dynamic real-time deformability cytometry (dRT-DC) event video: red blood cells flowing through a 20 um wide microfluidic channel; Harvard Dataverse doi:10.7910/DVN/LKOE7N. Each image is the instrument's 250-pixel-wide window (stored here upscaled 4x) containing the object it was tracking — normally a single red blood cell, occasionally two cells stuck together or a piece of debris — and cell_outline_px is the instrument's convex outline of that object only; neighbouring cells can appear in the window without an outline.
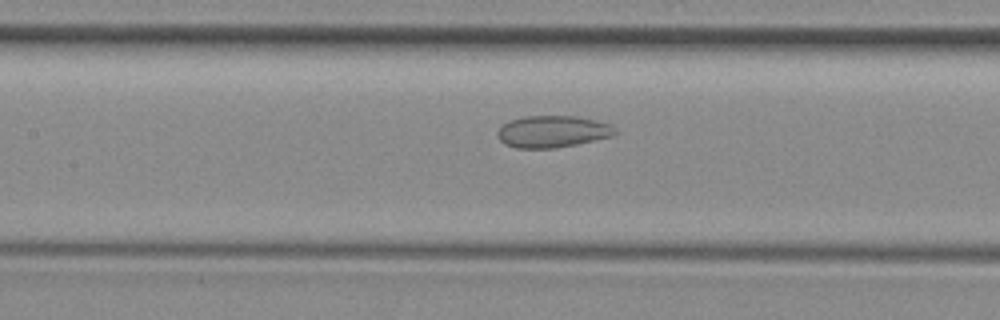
{"species": "common noctule bat (a hibernating species)", "species_latin": "Nyctalus noctula", "temperature_condition": "room temperature", "stored_images_in_passage": 32, "camera_frame_rate_fps": 3000, "um_per_image_px": 0.085, "animal": {"sex": "female", "body_mass_g": 29.2, "forearm_length_mm": 56.3}, "frame": {"image": 1, "passage_image": 10, "time_ms": 3.0, "image_size_px": [1000, 320], "cell_outline_px": [[616, 132], [612, 136], [576, 144], [552, 148], [516, 148], [504, 144], [496, 136], [496, 132], [504, 124], [512, 120], [524, 116], [576, 116], [596, 120], [612, 124], [616, 128]], "centroid_in_image_um": [46.96, 11.18], "position_along_channel_um": 160.4, "area_um2": 21.79}}
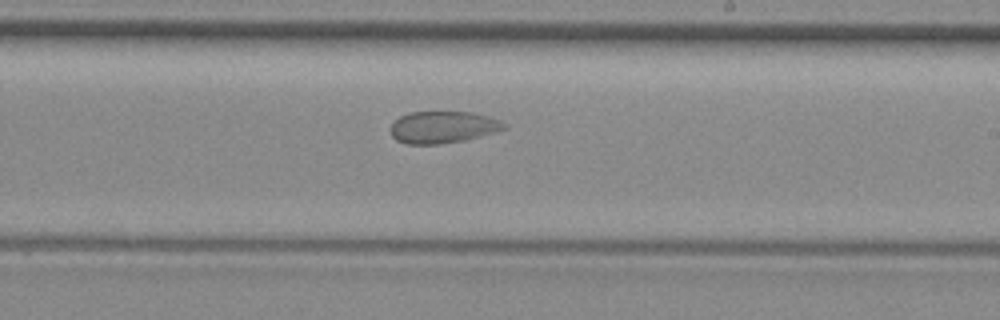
{"frame": {"image": 2, "passage_image": 17, "time_ms": 5.333, "image_size_px": [1000, 320], "cell_outline_px": [[504, 128], [492, 132], [464, 140], [440, 144], [404, 144], [396, 140], [392, 136], [392, 124], [400, 116], [408, 112], [472, 112], [488, 116], [500, 120], [504, 124]], "centroid_in_image_um": [37.59, 10.8], "position_along_channel_um": 251.4, "area_um2": 20.81}}
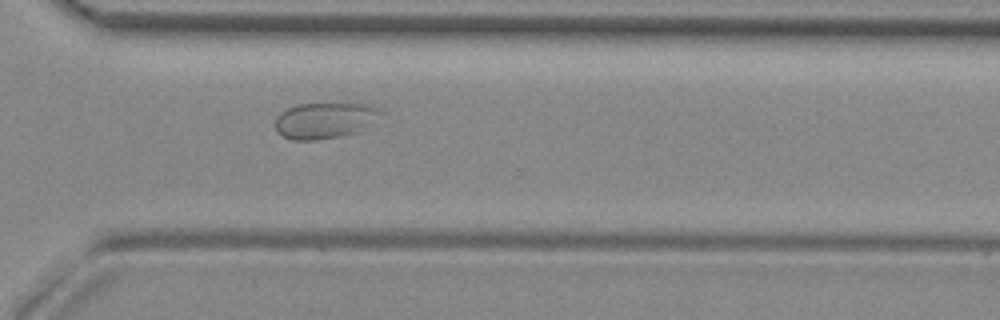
{"frame": {"image": 3, "passage_image": 24, "time_ms": 7.667, "image_size_px": [1000, 320], "cell_outline_px": [[384, 112], [356, 132], [340, 136], [316, 140], [292, 140], [276, 132], [276, 120], [280, 112], [288, 108], [300, 104], [372, 104]], "centroid_in_image_um": [27.57, 10.23], "position_along_channel_um": 343.0, "area_um2": 21.73}}